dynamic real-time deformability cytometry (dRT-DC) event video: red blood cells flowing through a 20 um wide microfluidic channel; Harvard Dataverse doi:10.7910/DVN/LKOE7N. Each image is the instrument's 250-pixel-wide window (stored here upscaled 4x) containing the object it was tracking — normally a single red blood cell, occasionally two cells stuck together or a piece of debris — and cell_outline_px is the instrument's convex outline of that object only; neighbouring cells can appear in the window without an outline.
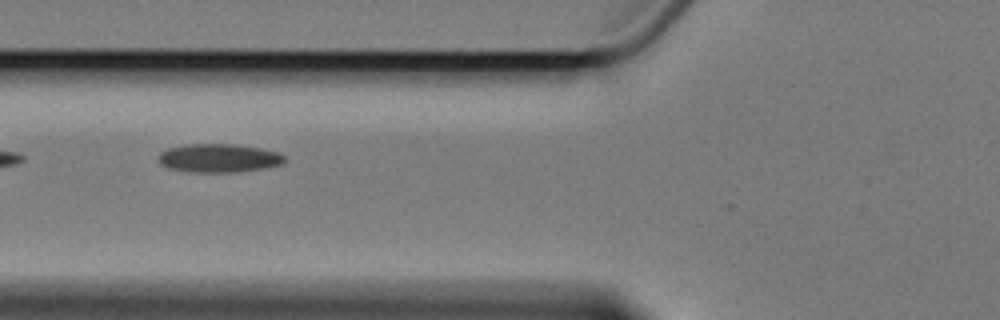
{"species": "Egyptian fruit bat (a non-hibernating species)", "species_latin": "Rousettus aegyptiacus", "temperature_condition": "cold", "stored_images_in_passage": 4, "camera_frame_rate_fps": 3000, "um_per_image_px": 0.085, "animal": {"sex": "female"}, "frame": {"image": 1, "passage_image": 2, "time_ms": 1.0, "image_size_px": [1000, 320], "cell_outline_px": [[284, 164], [264, 168], [240, 172], [188, 172], [168, 168], [160, 164], [156, 156], [160, 152], [168, 148], [188, 144], [232, 144], [260, 148], [280, 152], [284, 156]], "centroid_in_image_um": [18.58, 13.44], "position_along_channel_um": 107.2, "area_um2": 21.21}}
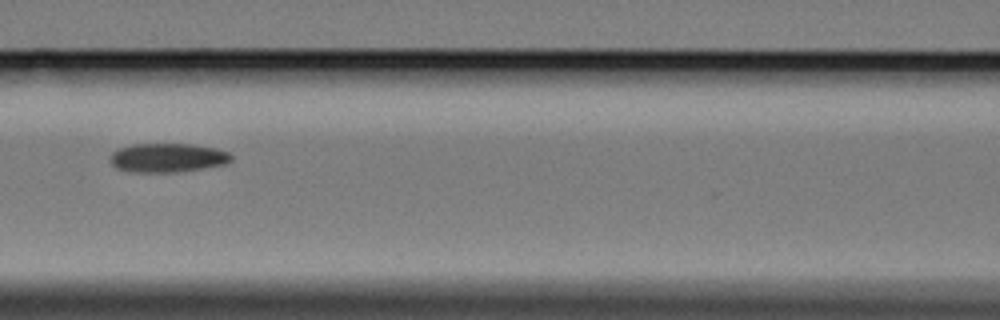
{"frame": {"image": 2, "passage_image": 3, "time_ms": 2.333, "image_size_px": [1000, 320], "cell_outline_px": [[232, 160], [228, 164], [176, 172], [132, 172], [116, 168], [108, 160], [112, 152], [120, 148], [132, 144], [192, 144], [216, 148], [228, 152], [232, 156]], "centroid_in_image_um": [14.24, 13.41], "position_along_channel_um": 152.4, "area_um2": 20.58}}
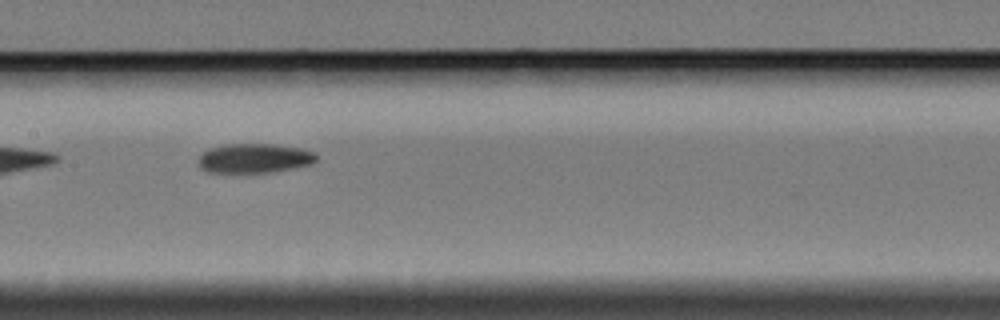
{"frame": {"image": 3, "passage_image": 4, "time_ms": 3.333, "image_size_px": [1000, 320], "cell_outline_px": [[316, 160], [312, 164], [268, 172], [208, 172], [200, 168], [200, 156], [208, 148], [228, 144], [272, 144], [300, 148], [312, 152], [316, 156]], "centroid_in_image_um": [21.6, 13.44], "position_along_channel_um": 185.8, "area_um2": 19.83}}